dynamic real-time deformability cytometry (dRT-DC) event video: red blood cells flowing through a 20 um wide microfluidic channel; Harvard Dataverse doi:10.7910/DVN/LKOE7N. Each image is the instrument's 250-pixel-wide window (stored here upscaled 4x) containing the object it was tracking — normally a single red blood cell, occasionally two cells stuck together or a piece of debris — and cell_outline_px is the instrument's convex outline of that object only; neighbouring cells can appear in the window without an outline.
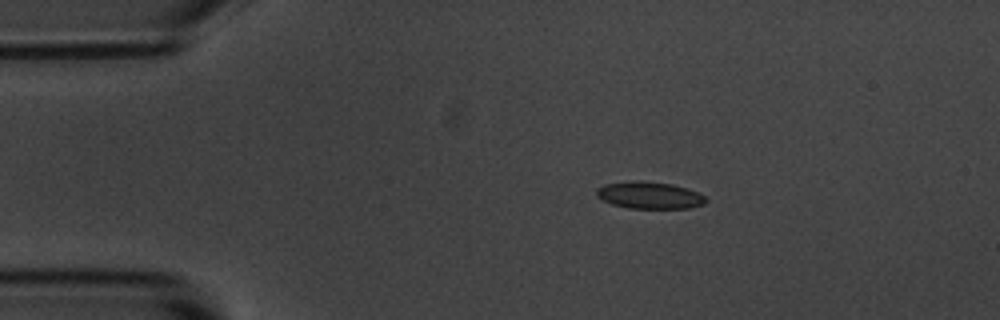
{"species": "common noctule bat (a hibernating species)", "species_latin": "Nyctalus noctula", "temperature_condition": "room temperature", "stored_images_in_passage": 3, "camera_frame_rate_fps": 3000, "um_per_image_px": 0.085, "animal": {"sex": "male", "body_mass_g": 20.1, "forearm_length_mm": 53.5}, "frame": {"image": 1, "passage_image": 1, "time_ms": 0.0, "image_size_px": [1000, 320], "cell_outline_px": [[708, 200], [704, 204], [692, 208], [628, 208], [612, 204], [596, 196], [596, 188], [604, 184], [632, 180], [644, 180], [672, 184], [688, 188], [704, 196]], "centroid_in_image_um": [55.2, 16.58], "position_along_channel_um": 29.8, "area_um2": 17.4}}
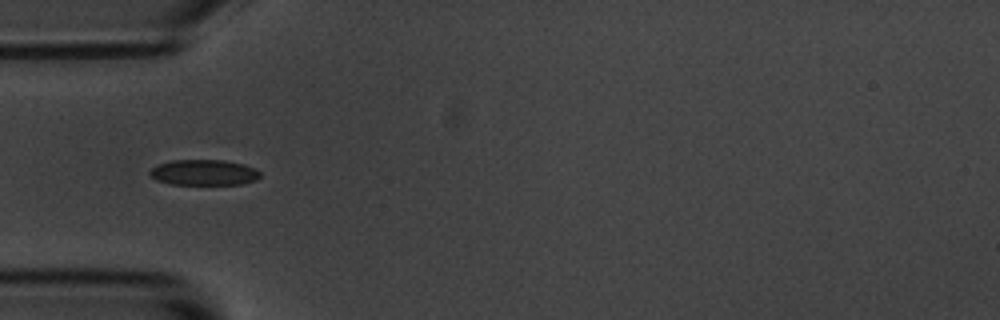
{"frame": {"image": 2, "passage_image": 3, "time_ms": 0.667, "image_size_px": [1000, 320], "cell_outline_px": [[260, 176], [256, 180], [240, 184], [172, 184], [156, 180], [148, 172], [156, 164], [172, 160], [224, 160], [244, 164], [260, 172]], "centroid_in_image_um": [17.3, 14.65], "position_along_channel_um": 67.7, "area_um2": 16.42}}